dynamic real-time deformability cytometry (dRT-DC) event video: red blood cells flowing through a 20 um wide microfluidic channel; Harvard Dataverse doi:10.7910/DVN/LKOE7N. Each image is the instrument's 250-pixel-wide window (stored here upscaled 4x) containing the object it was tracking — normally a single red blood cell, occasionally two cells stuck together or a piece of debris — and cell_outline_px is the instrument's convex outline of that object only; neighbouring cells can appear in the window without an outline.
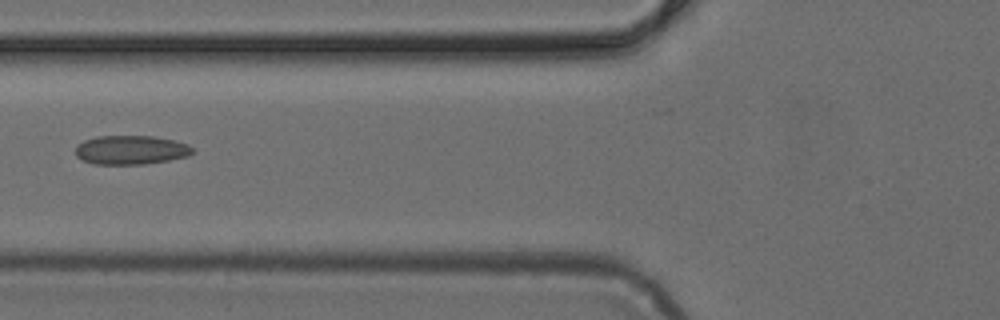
{"species": "common noctule bat (a hibernating species)", "species_latin": "Nyctalus noctula", "temperature_condition": "cold", "stored_images_in_passage": 2, "camera_frame_rate_fps": 3000, "um_per_image_px": 0.085, "animal": {"sex": "female", "body_mass_g": 24.6, "forearm_length_mm": 56.2}, "frame": {"image": 1, "passage_image": 2, "time_ms": 0.333, "image_size_px": [1000, 320], "cell_outline_px": [[192, 152], [188, 156], [168, 160], [144, 164], [92, 164], [76, 156], [76, 144], [84, 140], [96, 136], [152, 136], [172, 140], [188, 144], [192, 148]], "centroid_in_image_um": [11.08, 12.74], "position_along_channel_um": 114.7, "area_um2": 19.71}}